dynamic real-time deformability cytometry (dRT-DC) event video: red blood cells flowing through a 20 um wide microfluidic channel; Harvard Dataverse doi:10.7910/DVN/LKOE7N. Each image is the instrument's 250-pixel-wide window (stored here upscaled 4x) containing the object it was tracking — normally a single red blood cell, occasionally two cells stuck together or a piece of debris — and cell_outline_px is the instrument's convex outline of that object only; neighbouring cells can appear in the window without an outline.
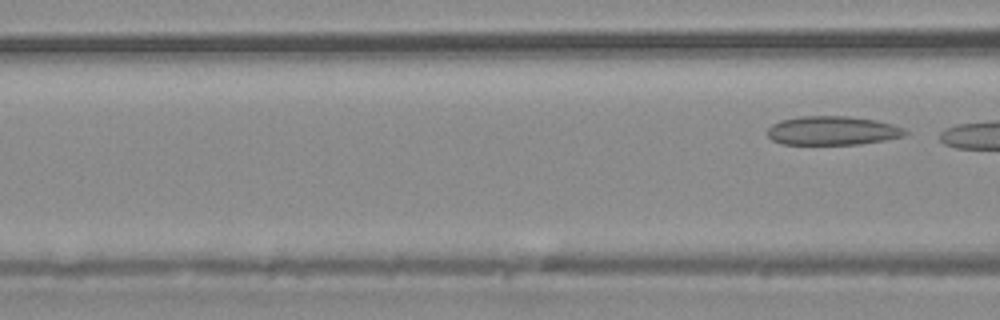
{"species": "common noctule bat (a hibernating species)", "species_latin": "Nyctalus noctula", "temperature_condition": "warm", "stored_images_in_passage": 3, "camera_frame_rate_fps": 3000, "um_per_image_px": 0.085, "animal": {"sex": "male", "body_mass_g": 20.4}, "frame": {"image": 1, "passage_image": 3, "time_ms": 2.333, "image_size_px": [1000, 320], "cell_outline_px": [[908, 132], [904, 136], [884, 140], [860, 144], [780, 144], [772, 140], [768, 136], [768, 128], [772, 124], [780, 120], [800, 116], [848, 116], [876, 120], [892, 124], [904, 128]], "centroid_in_image_um": [70.75, 11.1], "position_along_channel_um": 95.8, "area_um2": 23.24}}